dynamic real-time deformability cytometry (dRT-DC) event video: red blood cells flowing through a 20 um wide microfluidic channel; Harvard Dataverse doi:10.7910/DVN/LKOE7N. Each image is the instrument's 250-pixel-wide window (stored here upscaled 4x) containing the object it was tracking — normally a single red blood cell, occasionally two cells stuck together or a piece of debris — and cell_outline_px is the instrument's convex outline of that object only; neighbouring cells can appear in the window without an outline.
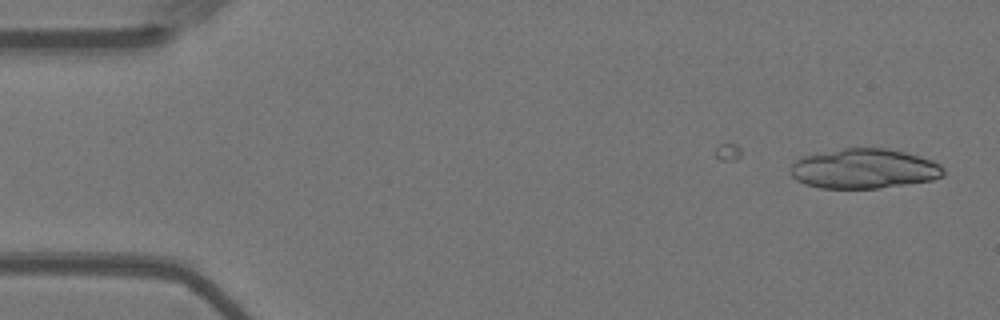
{"species": "Egyptian fruit bat (a non-hibernating species)", "species_latin": "Rousettus aegyptiacus", "temperature_condition": "warm", "stored_images_in_passage": 14, "camera_frame_rate_fps": 3000, "um_per_image_px": 0.085, "animal": {"sex": "female"}, "frame": {"image": 1, "passage_image": 1, "time_ms": 0.0, "image_size_px": [1000, 320], "cell_outline_px": [[944, 176], [932, 180], [880, 188], [820, 188], [804, 184], [796, 180], [788, 172], [788, 168], [800, 156], [844, 148], [884, 148], [904, 152], [920, 156], [932, 160], [940, 164], [944, 168]], "centroid_in_image_um": [73.41, 14.34], "position_along_channel_um": 11.6, "area_um2": 35.78}}